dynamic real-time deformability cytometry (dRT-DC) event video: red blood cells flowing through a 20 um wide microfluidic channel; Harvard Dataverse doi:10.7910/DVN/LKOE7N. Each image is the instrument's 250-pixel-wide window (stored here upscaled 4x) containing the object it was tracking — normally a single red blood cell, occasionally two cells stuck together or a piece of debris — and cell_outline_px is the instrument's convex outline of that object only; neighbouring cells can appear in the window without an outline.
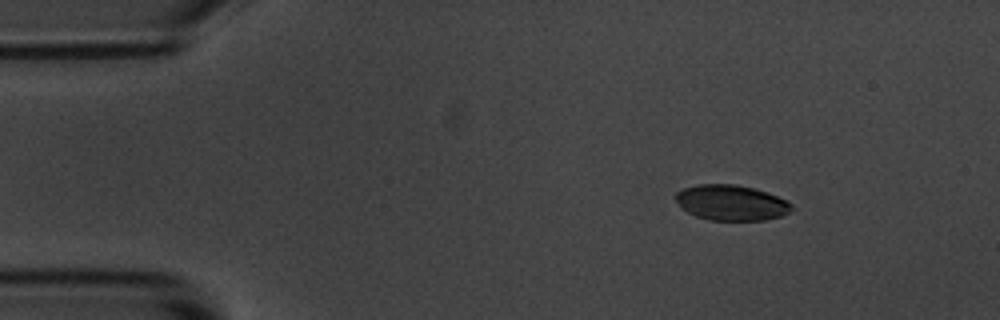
{"species": "common noctule bat (a hibernating species)", "species_latin": "Nyctalus noctula", "temperature_condition": "room temperature", "stored_images_in_passage": 8, "camera_frame_rate_fps": 3000, "um_per_image_px": 0.085, "animal": {"sex": "male", "body_mass_g": 20.1, "forearm_length_mm": 53.5}, "frame": {"image": 1, "passage_image": 2, "time_ms": 1.333, "image_size_px": [1000, 320], "cell_outline_px": [[792, 208], [788, 212], [780, 216], [764, 220], [712, 220], [696, 216], [680, 208], [676, 200], [676, 192], [684, 188], [696, 184], [736, 184], [768, 192], [788, 200], [792, 204]], "centroid_in_image_um": [62.15, 17.22], "position_along_channel_um": 22.9, "area_um2": 23.99}}
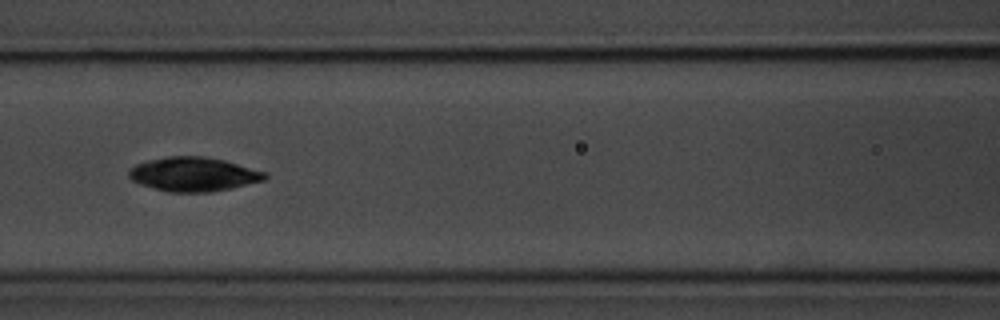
{"frame": {"image": 2, "passage_image": 6, "time_ms": 6.667, "image_size_px": [1000, 320], "cell_outline_px": [[268, 176], [264, 180], [232, 188], [212, 192], [168, 192], [140, 184], [132, 180], [128, 176], [128, 172], [136, 164], [148, 160], [168, 156], [204, 156], [224, 160], [268, 172]], "centroid_in_image_um": [16.47, 14.81], "position_along_channel_um": 150.1, "area_um2": 27.11}}
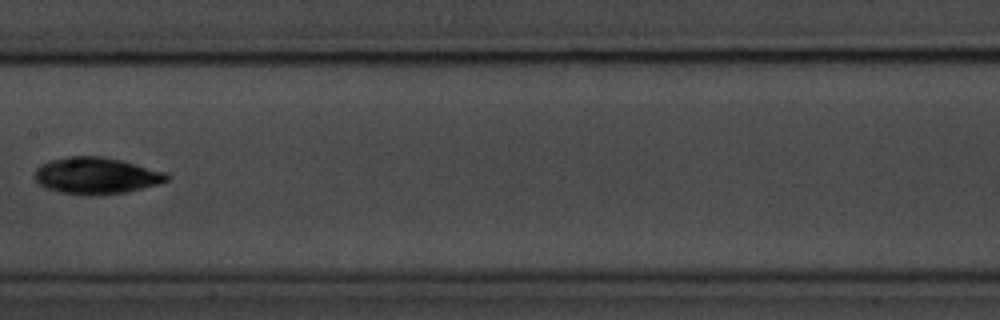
{"frame": {"image": 3, "passage_image": 7, "time_ms": 8.0, "image_size_px": [1000, 320], "cell_outline_px": [[172, 176], [168, 180], [160, 184], [128, 192], [100, 196], [80, 196], [60, 192], [44, 188], [32, 176], [36, 168], [40, 164], [52, 160], [68, 156], [100, 156], [124, 160], [168, 172]], "centroid_in_image_um": [8.22, 14.95], "position_along_channel_um": 199.2, "area_um2": 29.13}}